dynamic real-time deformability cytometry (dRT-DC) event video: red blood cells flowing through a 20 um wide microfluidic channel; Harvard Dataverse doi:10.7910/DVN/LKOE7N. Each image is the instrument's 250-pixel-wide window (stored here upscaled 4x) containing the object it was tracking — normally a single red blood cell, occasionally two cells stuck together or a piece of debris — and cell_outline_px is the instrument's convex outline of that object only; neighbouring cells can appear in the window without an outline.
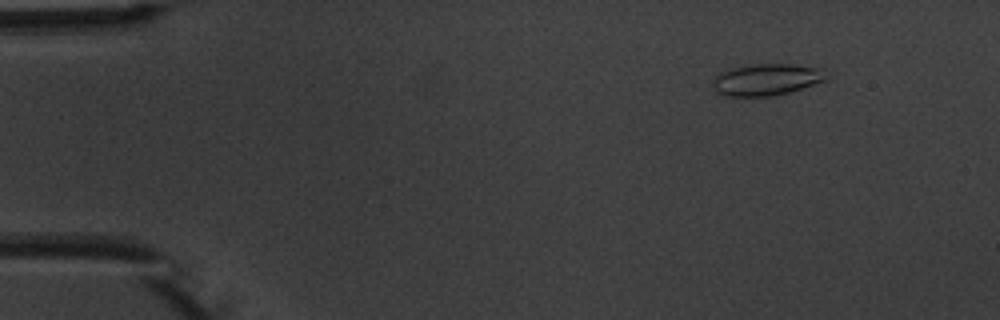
{"species": "common noctule bat (a hibernating species)", "species_latin": "Nyctalus noctula", "temperature_condition": "warm", "stored_images_in_passage": 4, "camera_frame_rate_fps": 3000, "um_per_image_px": 0.085, "animal": {"sex": "male", "body_mass_g": 20.1, "forearm_length_mm": 53.5}, "frame": {"image": 1, "passage_image": 2, "time_ms": 1.333, "image_size_px": [1000, 320], "cell_outline_px": [[828, 76], [824, 80], [788, 92], [768, 96], [724, 96], [716, 92], [716, 76], [720, 72], [732, 68], [752, 64], [792, 64], [824, 68]], "centroid_in_image_um": [65.19, 6.75], "position_along_channel_um": 19.8, "area_um2": 20.58}}